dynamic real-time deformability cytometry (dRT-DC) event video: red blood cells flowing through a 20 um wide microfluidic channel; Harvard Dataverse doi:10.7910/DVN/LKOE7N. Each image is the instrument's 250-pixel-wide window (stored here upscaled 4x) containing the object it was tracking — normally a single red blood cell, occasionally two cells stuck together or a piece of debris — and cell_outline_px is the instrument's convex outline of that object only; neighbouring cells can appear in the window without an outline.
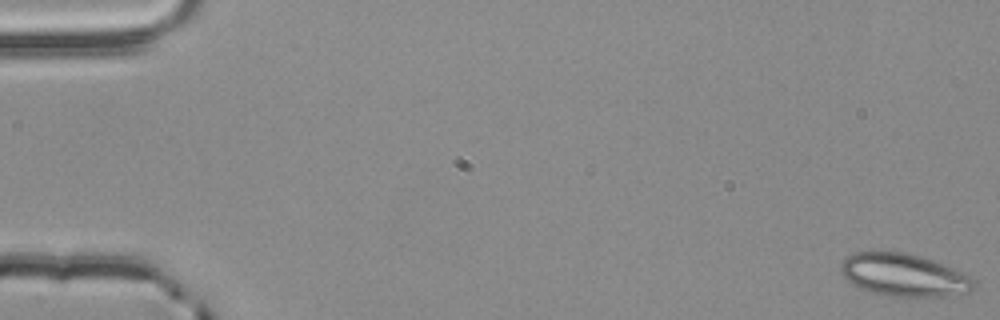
{"species": "common noctule bat (a hibernating species)", "species_latin": "Nyctalus noctula", "temperature_condition": "room temperature", "stored_images_in_passage": 55, "camera_frame_rate_fps": 3000, "um_per_image_px": 0.085, "animal": {"sex": "male", "body_mass_g": 20.4}, "frame": {"image": 1, "passage_image": 1, "time_ms": 0.0, "image_size_px": [1000, 320], "cell_outline_px": [[976, 284], [968, 292], [944, 296], [888, 296], [872, 292], [860, 288], [852, 284], [840, 272], [840, 264], [852, 252], [904, 252], [920, 256], [932, 260], [968, 276]], "centroid_in_image_um": [76.76, 23.38], "position_along_channel_um": 8.2, "area_um2": 32.48}}
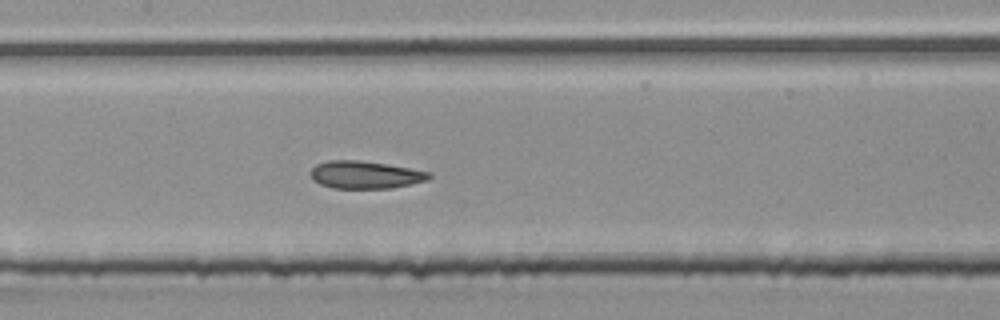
{"frame": {"image": 2, "passage_image": 27, "time_ms": 8.667, "image_size_px": [1000, 320], "cell_outline_px": [[432, 176], [428, 180], [412, 184], [392, 188], [332, 188], [320, 184], [312, 180], [308, 172], [316, 164], [328, 160], [360, 160], [388, 164], [432, 172]], "centroid_in_image_um": [31.04, 14.85], "position_along_channel_um": 176.4, "area_um2": 19.36}}
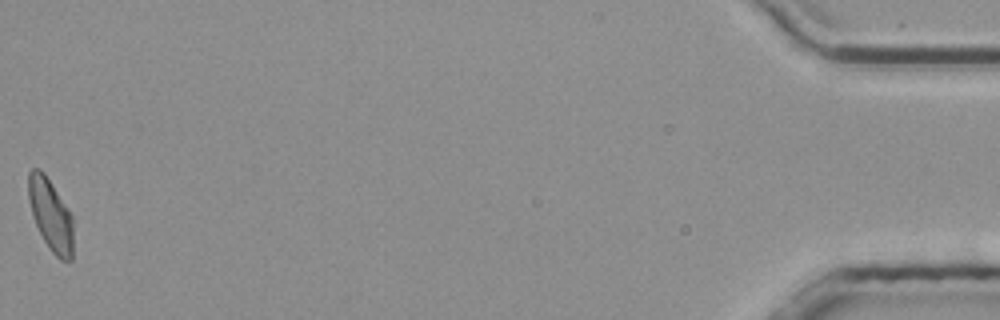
{"frame": {"image": 3, "passage_image": 55, "time_ms": 18.0, "image_size_px": [1000, 320], "cell_outline_px": [[72, 260], [60, 260], [52, 252], [44, 240], [36, 224], [32, 212], [28, 196], [28, 172], [32, 168], [40, 168], [44, 172], [68, 208], [72, 216]], "centroid_in_image_um": [4.3, 18.23], "position_along_channel_um": 430.9, "area_um2": 18.55}, "authors_computed_cell_mechanics": {"area_um2": 19.5364, "velocity_mm_per_s": 3.8401, "shape_relaxation_time_tau1_ms": 10.5829, "shape_relaxation_time_tau2_ms": 1.2794, "deformation_change_tau1": 0.1604, "deformation_change_tau2": 0.07}}